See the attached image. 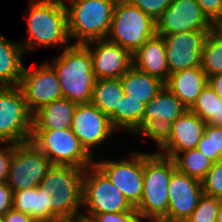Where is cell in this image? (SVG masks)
<instances>
[{
	"label": "cell",
	"mask_w": 222,
	"mask_h": 222,
	"mask_svg": "<svg viewBox=\"0 0 222 222\" xmlns=\"http://www.w3.org/2000/svg\"><path fill=\"white\" fill-rule=\"evenodd\" d=\"M0 222H3V215H0Z\"/></svg>",
	"instance_id": "46"
},
{
	"label": "cell",
	"mask_w": 222,
	"mask_h": 222,
	"mask_svg": "<svg viewBox=\"0 0 222 222\" xmlns=\"http://www.w3.org/2000/svg\"><path fill=\"white\" fill-rule=\"evenodd\" d=\"M197 149L213 162L222 159V126L207 123Z\"/></svg>",
	"instance_id": "30"
},
{
	"label": "cell",
	"mask_w": 222,
	"mask_h": 222,
	"mask_svg": "<svg viewBox=\"0 0 222 222\" xmlns=\"http://www.w3.org/2000/svg\"><path fill=\"white\" fill-rule=\"evenodd\" d=\"M173 161L177 170L200 181L207 175L213 164V161L197 148L177 154Z\"/></svg>",
	"instance_id": "28"
},
{
	"label": "cell",
	"mask_w": 222,
	"mask_h": 222,
	"mask_svg": "<svg viewBox=\"0 0 222 222\" xmlns=\"http://www.w3.org/2000/svg\"><path fill=\"white\" fill-rule=\"evenodd\" d=\"M81 215L136 211L123 193L95 165L84 170Z\"/></svg>",
	"instance_id": "7"
},
{
	"label": "cell",
	"mask_w": 222,
	"mask_h": 222,
	"mask_svg": "<svg viewBox=\"0 0 222 222\" xmlns=\"http://www.w3.org/2000/svg\"><path fill=\"white\" fill-rule=\"evenodd\" d=\"M196 2L211 22L222 14V0H196Z\"/></svg>",
	"instance_id": "38"
},
{
	"label": "cell",
	"mask_w": 222,
	"mask_h": 222,
	"mask_svg": "<svg viewBox=\"0 0 222 222\" xmlns=\"http://www.w3.org/2000/svg\"><path fill=\"white\" fill-rule=\"evenodd\" d=\"M71 129L91 156L94 153L93 149L117 131L112 126L110 118L92 103L76 105Z\"/></svg>",
	"instance_id": "14"
},
{
	"label": "cell",
	"mask_w": 222,
	"mask_h": 222,
	"mask_svg": "<svg viewBox=\"0 0 222 222\" xmlns=\"http://www.w3.org/2000/svg\"><path fill=\"white\" fill-rule=\"evenodd\" d=\"M30 141L50 160L52 165L87 168L94 158L81 145L71 128L61 130H32Z\"/></svg>",
	"instance_id": "8"
},
{
	"label": "cell",
	"mask_w": 222,
	"mask_h": 222,
	"mask_svg": "<svg viewBox=\"0 0 222 222\" xmlns=\"http://www.w3.org/2000/svg\"><path fill=\"white\" fill-rule=\"evenodd\" d=\"M13 208V192L7 182L0 183V215Z\"/></svg>",
	"instance_id": "39"
},
{
	"label": "cell",
	"mask_w": 222,
	"mask_h": 222,
	"mask_svg": "<svg viewBox=\"0 0 222 222\" xmlns=\"http://www.w3.org/2000/svg\"><path fill=\"white\" fill-rule=\"evenodd\" d=\"M221 200L220 198L203 194L197 207L185 222H216Z\"/></svg>",
	"instance_id": "32"
},
{
	"label": "cell",
	"mask_w": 222,
	"mask_h": 222,
	"mask_svg": "<svg viewBox=\"0 0 222 222\" xmlns=\"http://www.w3.org/2000/svg\"><path fill=\"white\" fill-rule=\"evenodd\" d=\"M84 45L89 49L96 80L121 78L133 66L132 54L107 38Z\"/></svg>",
	"instance_id": "17"
},
{
	"label": "cell",
	"mask_w": 222,
	"mask_h": 222,
	"mask_svg": "<svg viewBox=\"0 0 222 222\" xmlns=\"http://www.w3.org/2000/svg\"><path fill=\"white\" fill-rule=\"evenodd\" d=\"M24 50L20 42L8 40L0 33V86H18L22 73Z\"/></svg>",
	"instance_id": "22"
},
{
	"label": "cell",
	"mask_w": 222,
	"mask_h": 222,
	"mask_svg": "<svg viewBox=\"0 0 222 222\" xmlns=\"http://www.w3.org/2000/svg\"><path fill=\"white\" fill-rule=\"evenodd\" d=\"M66 1V0H65ZM68 33L72 44L106 39L117 0H67Z\"/></svg>",
	"instance_id": "5"
},
{
	"label": "cell",
	"mask_w": 222,
	"mask_h": 222,
	"mask_svg": "<svg viewBox=\"0 0 222 222\" xmlns=\"http://www.w3.org/2000/svg\"><path fill=\"white\" fill-rule=\"evenodd\" d=\"M208 85L222 99V73H218L208 77Z\"/></svg>",
	"instance_id": "41"
},
{
	"label": "cell",
	"mask_w": 222,
	"mask_h": 222,
	"mask_svg": "<svg viewBox=\"0 0 222 222\" xmlns=\"http://www.w3.org/2000/svg\"><path fill=\"white\" fill-rule=\"evenodd\" d=\"M207 84L208 77L199 66L171 73L165 86L189 110Z\"/></svg>",
	"instance_id": "20"
},
{
	"label": "cell",
	"mask_w": 222,
	"mask_h": 222,
	"mask_svg": "<svg viewBox=\"0 0 222 222\" xmlns=\"http://www.w3.org/2000/svg\"><path fill=\"white\" fill-rule=\"evenodd\" d=\"M3 222H37L30 215L14 208L10 209L3 215Z\"/></svg>",
	"instance_id": "40"
},
{
	"label": "cell",
	"mask_w": 222,
	"mask_h": 222,
	"mask_svg": "<svg viewBox=\"0 0 222 222\" xmlns=\"http://www.w3.org/2000/svg\"><path fill=\"white\" fill-rule=\"evenodd\" d=\"M49 63L57 73L63 98L76 104H89L96 77L92 59L84 44H70Z\"/></svg>",
	"instance_id": "3"
},
{
	"label": "cell",
	"mask_w": 222,
	"mask_h": 222,
	"mask_svg": "<svg viewBox=\"0 0 222 222\" xmlns=\"http://www.w3.org/2000/svg\"><path fill=\"white\" fill-rule=\"evenodd\" d=\"M203 195L201 181L175 169L168 186L167 216L161 222H185Z\"/></svg>",
	"instance_id": "16"
},
{
	"label": "cell",
	"mask_w": 222,
	"mask_h": 222,
	"mask_svg": "<svg viewBox=\"0 0 222 222\" xmlns=\"http://www.w3.org/2000/svg\"><path fill=\"white\" fill-rule=\"evenodd\" d=\"M76 103L61 98L45 104L32 116V130H61L71 128Z\"/></svg>",
	"instance_id": "21"
},
{
	"label": "cell",
	"mask_w": 222,
	"mask_h": 222,
	"mask_svg": "<svg viewBox=\"0 0 222 222\" xmlns=\"http://www.w3.org/2000/svg\"><path fill=\"white\" fill-rule=\"evenodd\" d=\"M124 95L120 78L99 79L95 82L90 103L109 117Z\"/></svg>",
	"instance_id": "27"
},
{
	"label": "cell",
	"mask_w": 222,
	"mask_h": 222,
	"mask_svg": "<svg viewBox=\"0 0 222 222\" xmlns=\"http://www.w3.org/2000/svg\"><path fill=\"white\" fill-rule=\"evenodd\" d=\"M32 116L19 86H0V142L30 141Z\"/></svg>",
	"instance_id": "9"
},
{
	"label": "cell",
	"mask_w": 222,
	"mask_h": 222,
	"mask_svg": "<svg viewBox=\"0 0 222 222\" xmlns=\"http://www.w3.org/2000/svg\"><path fill=\"white\" fill-rule=\"evenodd\" d=\"M146 104L124 95L115 111L109 116L112 126L118 131L132 132L134 135L142 128Z\"/></svg>",
	"instance_id": "26"
},
{
	"label": "cell",
	"mask_w": 222,
	"mask_h": 222,
	"mask_svg": "<svg viewBox=\"0 0 222 222\" xmlns=\"http://www.w3.org/2000/svg\"><path fill=\"white\" fill-rule=\"evenodd\" d=\"M51 166L50 160L31 141L13 144L6 182L12 192L37 187Z\"/></svg>",
	"instance_id": "10"
},
{
	"label": "cell",
	"mask_w": 222,
	"mask_h": 222,
	"mask_svg": "<svg viewBox=\"0 0 222 222\" xmlns=\"http://www.w3.org/2000/svg\"><path fill=\"white\" fill-rule=\"evenodd\" d=\"M206 125L195 113L187 110L172 123L170 138L157 152L173 159L181 152L197 148Z\"/></svg>",
	"instance_id": "18"
},
{
	"label": "cell",
	"mask_w": 222,
	"mask_h": 222,
	"mask_svg": "<svg viewBox=\"0 0 222 222\" xmlns=\"http://www.w3.org/2000/svg\"><path fill=\"white\" fill-rule=\"evenodd\" d=\"M210 124L222 126V100L217 101L216 118Z\"/></svg>",
	"instance_id": "43"
},
{
	"label": "cell",
	"mask_w": 222,
	"mask_h": 222,
	"mask_svg": "<svg viewBox=\"0 0 222 222\" xmlns=\"http://www.w3.org/2000/svg\"><path fill=\"white\" fill-rule=\"evenodd\" d=\"M216 221L222 222V200L220 201V204H219V209H218Z\"/></svg>",
	"instance_id": "44"
},
{
	"label": "cell",
	"mask_w": 222,
	"mask_h": 222,
	"mask_svg": "<svg viewBox=\"0 0 222 222\" xmlns=\"http://www.w3.org/2000/svg\"><path fill=\"white\" fill-rule=\"evenodd\" d=\"M68 222H90V221L85 220V219H83V218H78V219H75V220H73V221H68Z\"/></svg>",
	"instance_id": "45"
},
{
	"label": "cell",
	"mask_w": 222,
	"mask_h": 222,
	"mask_svg": "<svg viewBox=\"0 0 222 222\" xmlns=\"http://www.w3.org/2000/svg\"><path fill=\"white\" fill-rule=\"evenodd\" d=\"M81 218L90 222H145L137 211H125L118 213H102L97 215H81Z\"/></svg>",
	"instance_id": "35"
},
{
	"label": "cell",
	"mask_w": 222,
	"mask_h": 222,
	"mask_svg": "<svg viewBox=\"0 0 222 222\" xmlns=\"http://www.w3.org/2000/svg\"><path fill=\"white\" fill-rule=\"evenodd\" d=\"M187 110L181 101L164 86L155 98L146 104L142 127L154 119H165L174 123Z\"/></svg>",
	"instance_id": "25"
},
{
	"label": "cell",
	"mask_w": 222,
	"mask_h": 222,
	"mask_svg": "<svg viewBox=\"0 0 222 222\" xmlns=\"http://www.w3.org/2000/svg\"><path fill=\"white\" fill-rule=\"evenodd\" d=\"M83 168L52 165L40 186L45 189L46 206L59 221L81 218Z\"/></svg>",
	"instance_id": "2"
},
{
	"label": "cell",
	"mask_w": 222,
	"mask_h": 222,
	"mask_svg": "<svg viewBox=\"0 0 222 222\" xmlns=\"http://www.w3.org/2000/svg\"><path fill=\"white\" fill-rule=\"evenodd\" d=\"M65 3L64 0H29L25 14L28 35L20 42L24 52L41 47L66 48L73 43L68 33Z\"/></svg>",
	"instance_id": "1"
},
{
	"label": "cell",
	"mask_w": 222,
	"mask_h": 222,
	"mask_svg": "<svg viewBox=\"0 0 222 222\" xmlns=\"http://www.w3.org/2000/svg\"><path fill=\"white\" fill-rule=\"evenodd\" d=\"M156 34L155 21L128 0H117L107 39L131 54Z\"/></svg>",
	"instance_id": "6"
},
{
	"label": "cell",
	"mask_w": 222,
	"mask_h": 222,
	"mask_svg": "<svg viewBox=\"0 0 222 222\" xmlns=\"http://www.w3.org/2000/svg\"><path fill=\"white\" fill-rule=\"evenodd\" d=\"M172 132V122L163 119L148 121L134 136H146L158 144L159 149L168 141Z\"/></svg>",
	"instance_id": "33"
},
{
	"label": "cell",
	"mask_w": 222,
	"mask_h": 222,
	"mask_svg": "<svg viewBox=\"0 0 222 222\" xmlns=\"http://www.w3.org/2000/svg\"><path fill=\"white\" fill-rule=\"evenodd\" d=\"M13 208L30 215L37 222L59 221L46 206L45 189L40 185L13 192Z\"/></svg>",
	"instance_id": "24"
},
{
	"label": "cell",
	"mask_w": 222,
	"mask_h": 222,
	"mask_svg": "<svg viewBox=\"0 0 222 222\" xmlns=\"http://www.w3.org/2000/svg\"><path fill=\"white\" fill-rule=\"evenodd\" d=\"M18 86L32 114L45 104L63 98L57 73L48 61L34 70L24 67Z\"/></svg>",
	"instance_id": "12"
},
{
	"label": "cell",
	"mask_w": 222,
	"mask_h": 222,
	"mask_svg": "<svg viewBox=\"0 0 222 222\" xmlns=\"http://www.w3.org/2000/svg\"><path fill=\"white\" fill-rule=\"evenodd\" d=\"M155 22L170 6L172 0H128Z\"/></svg>",
	"instance_id": "36"
},
{
	"label": "cell",
	"mask_w": 222,
	"mask_h": 222,
	"mask_svg": "<svg viewBox=\"0 0 222 222\" xmlns=\"http://www.w3.org/2000/svg\"><path fill=\"white\" fill-rule=\"evenodd\" d=\"M201 68L207 77L222 73V40L212 32L202 50Z\"/></svg>",
	"instance_id": "29"
},
{
	"label": "cell",
	"mask_w": 222,
	"mask_h": 222,
	"mask_svg": "<svg viewBox=\"0 0 222 222\" xmlns=\"http://www.w3.org/2000/svg\"><path fill=\"white\" fill-rule=\"evenodd\" d=\"M155 23L156 34L162 37L183 31L212 30V22L196 0H172Z\"/></svg>",
	"instance_id": "15"
},
{
	"label": "cell",
	"mask_w": 222,
	"mask_h": 222,
	"mask_svg": "<svg viewBox=\"0 0 222 222\" xmlns=\"http://www.w3.org/2000/svg\"><path fill=\"white\" fill-rule=\"evenodd\" d=\"M133 66L146 74L159 78L164 83L169 78L164 38L155 34L132 54Z\"/></svg>",
	"instance_id": "19"
},
{
	"label": "cell",
	"mask_w": 222,
	"mask_h": 222,
	"mask_svg": "<svg viewBox=\"0 0 222 222\" xmlns=\"http://www.w3.org/2000/svg\"><path fill=\"white\" fill-rule=\"evenodd\" d=\"M94 164L109 178L136 208L143 194V152H133L130 158L94 160Z\"/></svg>",
	"instance_id": "11"
},
{
	"label": "cell",
	"mask_w": 222,
	"mask_h": 222,
	"mask_svg": "<svg viewBox=\"0 0 222 222\" xmlns=\"http://www.w3.org/2000/svg\"><path fill=\"white\" fill-rule=\"evenodd\" d=\"M211 32L194 30L164 35L169 74L201 66L202 50Z\"/></svg>",
	"instance_id": "13"
},
{
	"label": "cell",
	"mask_w": 222,
	"mask_h": 222,
	"mask_svg": "<svg viewBox=\"0 0 222 222\" xmlns=\"http://www.w3.org/2000/svg\"><path fill=\"white\" fill-rule=\"evenodd\" d=\"M12 152L13 143L0 142V183L7 181Z\"/></svg>",
	"instance_id": "37"
},
{
	"label": "cell",
	"mask_w": 222,
	"mask_h": 222,
	"mask_svg": "<svg viewBox=\"0 0 222 222\" xmlns=\"http://www.w3.org/2000/svg\"><path fill=\"white\" fill-rule=\"evenodd\" d=\"M212 33L222 40V14L212 22Z\"/></svg>",
	"instance_id": "42"
},
{
	"label": "cell",
	"mask_w": 222,
	"mask_h": 222,
	"mask_svg": "<svg viewBox=\"0 0 222 222\" xmlns=\"http://www.w3.org/2000/svg\"><path fill=\"white\" fill-rule=\"evenodd\" d=\"M175 169L172 158L143 152V194L135 209L145 222H161L167 216L168 186Z\"/></svg>",
	"instance_id": "4"
},
{
	"label": "cell",
	"mask_w": 222,
	"mask_h": 222,
	"mask_svg": "<svg viewBox=\"0 0 222 222\" xmlns=\"http://www.w3.org/2000/svg\"><path fill=\"white\" fill-rule=\"evenodd\" d=\"M201 184L203 194L222 199V159L213 162Z\"/></svg>",
	"instance_id": "34"
},
{
	"label": "cell",
	"mask_w": 222,
	"mask_h": 222,
	"mask_svg": "<svg viewBox=\"0 0 222 222\" xmlns=\"http://www.w3.org/2000/svg\"><path fill=\"white\" fill-rule=\"evenodd\" d=\"M221 100L222 99L207 84L189 110L206 123H211L216 118L217 101Z\"/></svg>",
	"instance_id": "31"
},
{
	"label": "cell",
	"mask_w": 222,
	"mask_h": 222,
	"mask_svg": "<svg viewBox=\"0 0 222 222\" xmlns=\"http://www.w3.org/2000/svg\"><path fill=\"white\" fill-rule=\"evenodd\" d=\"M124 94L147 104L165 86L159 78L137 70L132 66L121 78Z\"/></svg>",
	"instance_id": "23"
}]
</instances>
